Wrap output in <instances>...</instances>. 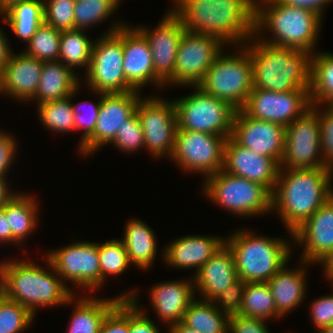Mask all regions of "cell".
Returning <instances> with one entry per match:
<instances>
[{
    "label": "cell",
    "mask_w": 333,
    "mask_h": 333,
    "mask_svg": "<svg viewBox=\"0 0 333 333\" xmlns=\"http://www.w3.org/2000/svg\"><path fill=\"white\" fill-rule=\"evenodd\" d=\"M332 177L330 167L280 169L271 195V212L277 211L291 237L333 196Z\"/></svg>",
    "instance_id": "6da1fadb"
},
{
    "label": "cell",
    "mask_w": 333,
    "mask_h": 333,
    "mask_svg": "<svg viewBox=\"0 0 333 333\" xmlns=\"http://www.w3.org/2000/svg\"><path fill=\"white\" fill-rule=\"evenodd\" d=\"M170 8L186 32L211 35L225 45H244L254 33V9L245 0H174ZM243 42V43H242Z\"/></svg>",
    "instance_id": "7a4b0ae2"
},
{
    "label": "cell",
    "mask_w": 333,
    "mask_h": 333,
    "mask_svg": "<svg viewBox=\"0 0 333 333\" xmlns=\"http://www.w3.org/2000/svg\"><path fill=\"white\" fill-rule=\"evenodd\" d=\"M45 262L50 271L29 260L0 262V293L23 305L34 316L40 307L71 305L75 294L63 283L46 256Z\"/></svg>",
    "instance_id": "3957f363"
},
{
    "label": "cell",
    "mask_w": 333,
    "mask_h": 333,
    "mask_svg": "<svg viewBox=\"0 0 333 333\" xmlns=\"http://www.w3.org/2000/svg\"><path fill=\"white\" fill-rule=\"evenodd\" d=\"M322 21L323 18L310 9L289 6L277 0H258L254 8L253 35L270 45L313 54L319 42ZM266 30L272 32L273 37L265 38Z\"/></svg>",
    "instance_id": "277c9868"
},
{
    "label": "cell",
    "mask_w": 333,
    "mask_h": 333,
    "mask_svg": "<svg viewBox=\"0 0 333 333\" xmlns=\"http://www.w3.org/2000/svg\"><path fill=\"white\" fill-rule=\"evenodd\" d=\"M253 88L275 92L310 89L312 53L249 39Z\"/></svg>",
    "instance_id": "5b68a950"
},
{
    "label": "cell",
    "mask_w": 333,
    "mask_h": 333,
    "mask_svg": "<svg viewBox=\"0 0 333 333\" xmlns=\"http://www.w3.org/2000/svg\"><path fill=\"white\" fill-rule=\"evenodd\" d=\"M256 234L238 229L225 240L233 255L238 279L246 283L268 282L289 263L293 252L287 239Z\"/></svg>",
    "instance_id": "8992f818"
},
{
    "label": "cell",
    "mask_w": 333,
    "mask_h": 333,
    "mask_svg": "<svg viewBox=\"0 0 333 333\" xmlns=\"http://www.w3.org/2000/svg\"><path fill=\"white\" fill-rule=\"evenodd\" d=\"M237 48V52H232L234 54L222 51L197 86L203 92L227 102L234 109L241 110L253 89L249 40Z\"/></svg>",
    "instance_id": "52a82bcc"
},
{
    "label": "cell",
    "mask_w": 333,
    "mask_h": 333,
    "mask_svg": "<svg viewBox=\"0 0 333 333\" xmlns=\"http://www.w3.org/2000/svg\"><path fill=\"white\" fill-rule=\"evenodd\" d=\"M202 195L240 217L271 213L272 193L263 185L237 177L223 169L204 180Z\"/></svg>",
    "instance_id": "ba28073f"
},
{
    "label": "cell",
    "mask_w": 333,
    "mask_h": 333,
    "mask_svg": "<svg viewBox=\"0 0 333 333\" xmlns=\"http://www.w3.org/2000/svg\"><path fill=\"white\" fill-rule=\"evenodd\" d=\"M94 40L91 62L85 74L90 92L125 93L135 91L126 81L123 70L122 27L123 22L112 23Z\"/></svg>",
    "instance_id": "9c48e42d"
},
{
    "label": "cell",
    "mask_w": 333,
    "mask_h": 333,
    "mask_svg": "<svg viewBox=\"0 0 333 333\" xmlns=\"http://www.w3.org/2000/svg\"><path fill=\"white\" fill-rule=\"evenodd\" d=\"M193 93L174 99L177 128L203 132L226 139L231 137L236 113L227 102L203 92L193 86Z\"/></svg>",
    "instance_id": "30bf717a"
},
{
    "label": "cell",
    "mask_w": 333,
    "mask_h": 333,
    "mask_svg": "<svg viewBox=\"0 0 333 333\" xmlns=\"http://www.w3.org/2000/svg\"><path fill=\"white\" fill-rule=\"evenodd\" d=\"M226 140L223 136L177 128L170 160L184 173H200L205 180L223 169Z\"/></svg>",
    "instance_id": "8fae6325"
},
{
    "label": "cell",
    "mask_w": 333,
    "mask_h": 333,
    "mask_svg": "<svg viewBox=\"0 0 333 333\" xmlns=\"http://www.w3.org/2000/svg\"><path fill=\"white\" fill-rule=\"evenodd\" d=\"M326 167L321 152L319 107L311 106L285 127L281 169Z\"/></svg>",
    "instance_id": "7c38bea8"
},
{
    "label": "cell",
    "mask_w": 333,
    "mask_h": 333,
    "mask_svg": "<svg viewBox=\"0 0 333 333\" xmlns=\"http://www.w3.org/2000/svg\"><path fill=\"white\" fill-rule=\"evenodd\" d=\"M136 113L144 133L145 150L153 158H171L175 147L177 118L174 101L164 100L154 95L141 97L136 105Z\"/></svg>",
    "instance_id": "4fadbf2b"
},
{
    "label": "cell",
    "mask_w": 333,
    "mask_h": 333,
    "mask_svg": "<svg viewBox=\"0 0 333 333\" xmlns=\"http://www.w3.org/2000/svg\"><path fill=\"white\" fill-rule=\"evenodd\" d=\"M226 45L217 37L184 32L177 50L174 76L167 86H197ZM171 84V85H169Z\"/></svg>",
    "instance_id": "5bb4252c"
},
{
    "label": "cell",
    "mask_w": 333,
    "mask_h": 333,
    "mask_svg": "<svg viewBox=\"0 0 333 333\" xmlns=\"http://www.w3.org/2000/svg\"><path fill=\"white\" fill-rule=\"evenodd\" d=\"M75 242L45 255L67 287L65 282L69 281L72 285L82 287V290L84 288L95 293L100 288L98 243L85 240Z\"/></svg>",
    "instance_id": "9a60e30c"
},
{
    "label": "cell",
    "mask_w": 333,
    "mask_h": 333,
    "mask_svg": "<svg viewBox=\"0 0 333 333\" xmlns=\"http://www.w3.org/2000/svg\"><path fill=\"white\" fill-rule=\"evenodd\" d=\"M310 107L309 89L275 92L253 88L241 110L251 118L286 127Z\"/></svg>",
    "instance_id": "2e32d148"
},
{
    "label": "cell",
    "mask_w": 333,
    "mask_h": 333,
    "mask_svg": "<svg viewBox=\"0 0 333 333\" xmlns=\"http://www.w3.org/2000/svg\"><path fill=\"white\" fill-rule=\"evenodd\" d=\"M142 96L138 91L101 93L94 132L78 149L80 155L92 156L101 147L110 144L125 121L136 112V105Z\"/></svg>",
    "instance_id": "e0dca14e"
},
{
    "label": "cell",
    "mask_w": 333,
    "mask_h": 333,
    "mask_svg": "<svg viewBox=\"0 0 333 333\" xmlns=\"http://www.w3.org/2000/svg\"><path fill=\"white\" fill-rule=\"evenodd\" d=\"M147 40L155 75L166 85L174 76L178 45L185 32L181 19L169 9L156 27H135Z\"/></svg>",
    "instance_id": "ac0fdd59"
},
{
    "label": "cell",
    "mask_w": 333,
    "mask_h": 333,
    "mask_svg": "<svg viewBox=\"0 0 333 333\" xmlns=\"http://www.w3.org/2000/svg\"><path fill=\"white\" fill-rule=\"evenodd\" d=\"M231 138L253 152L268 156L279 164L284 153L285 127L278 123L254 119L236 110Z\"/></svg>",
    "instance_id": "d6986e66"
},
{
    "label": "cell",
    "mask_w": 333,
    "mask_h": 333,
    "mask_svg": "<svg viewBox=\"0 0 333 333\" xmlns=\"http://www.w3.org/2000/svg\"><path fill=\"white\" fill-rule=\"evenodd\" d=\"M280 169L276 160L239 145L231 137L227 138L224 146L225 172L259 183L272 193Z\"/></svg>",
    "instance_id": "ffe728a7"
},
{
    "label": "cell",
    "mask_w": 333,
    "mask_h": 333,
    "mask_svg": "<svg viewBox=\"0 0 333 333\" xmlns=\"http://www.w3.org/2000/svg\"><path fill=\"white\" fill-rule=\"evenodd\" d=\"M123 70L127 83L138 92L147 84L160 89L165 84L155 75L152 54L145 37L129 24L122 27Z\"/></svg>",
    "instance_id": "44dd1931"
},
{
    "label": "cell",
    "mask_w": 333,
    "mask_h": 333,
    "mask_svg": "<svg viewBox=\"0 0 333 333\" xmlns=\"http://www.w3.org/2000/svg\"><path fill=\"white\" fill-rule=\"evenodd\" d=\"M294 241L303 250L300 260L316 265L333 249V196L293 233Z\"/></svg>",
    "instance_id": "7402d4cb"
},
{
    "label": "cell",
    "mask_w": 333,
    "mask_h": 333,
    "mask_svg": "<svg viewBox=\"0 0 333 333\" xmlns=\"http://www.w3.org/2000/svg\"><path fill=\"white\" fill-rule=\"evenodd\" d=\"M13 52L0 76V94L27 103L35 96L44 62L23 51Z\"/></svg>",
    "instance_id": "603a6c76"
},
{
    "label": "cell",
    "mask_w": 333,
    "mask_h": 333,
    "mask_svg": "<svg viewBox=\"0 0 333 333\" xmlns=\"http://www.w3.org/2000/svg\"><path fill=\"white\" fill-rule=\"evenodd\" d=\"M170 241L163 249L164 262L170 268L192 269L196 272L224 244L225 238L208 235H186Z\"/></svg>",
    "instance_id": "cb8c5ba5"
},
{
    "label": "cell",
    "mask_w": 333,
    "mask_h": 333,
    "mask_svg": "<svg viewBox=\"0 0 333 333\" xmlns=\"http://www.w3.org/2000/svg\"><path fill=\"white\" fill-rule=\"evenodd\" d=\"M192 279L159 282L150 288V302L162 324L181 322L190 303L196 298Z\"/></svg>",
    "instance_id": "d4e9b609"
},
{
    "label": "cell",
    "mask_w": 333,
    "mask_h": 333,
    "mask_svg": "<svg viewBox=\"0 0 333 333\" xmlns=\"http://www.w3.org/2000/svg\"><path fill=\"white\" fill-rule=\"evenodd\" d=\"M191 278L199 298L208 301L234 284L238 275L229 247L224 244Z\"/></svg>",
    "instance_id": "484cf974"
},
{
    "label": "cell",
    "mask_w": 333,
    "mask_h": 333,
    "mask_svg": "<svg viewBox=\"0 0 333 333\" xmlns=\"http://www.w3.org/2000/svg\"><path fill=\"white\" fill-rule=\"evenodd\" d=\"M296 269H289L285 264L267 283L270 287L276 310L281 317L302 305L307 293L306 273L311 263L299 261ZM307 265V266H306ZM305 266V267H304ZM306 268V269H305Z\"/></svg>",
    "instance_id": "4316f807"
},
{
    "label": "cell",
    "mask_w": 333,
    "mask_h": 333,
    "mask_svg": "<svg viewBox=\"0 0 333 333\" xmlns=\"http://www.w3.org/2000/svg\"><path fill=\"white\" fill-rule=\"evenodd\" d=\"M121 300L119 295L105 299L92 295H82L79 298L74 294L72 296L73 314H71L67 333H99L106 315Z\"/></svg>",
    "instance_id": "83f0119b"
},
{
    "label": "cell",
    "mask_w": 333,
    "mask_h": 333,
    "mask_svg": "<svg viewBox=\"0 0 333 333\" xmlns=\"http://www.w3.org/2000/svg\"><path fill=\"white\" fill-rule=\"evenodd\" d=\"M76 73L59 60L44 62L37 91L30 101L38 105L69 97L81 85Z\"/></svg>",
    "instance_id": "f1b7e54d"
},
{
    "label": "cell",
    "mask_w": 333,
    "mask_h": 333,
    "mask_svg": "<svg viewBox=\"0 0 333 333\" xmlns=\"http://www.w3.org/2000/svg\"><path fill=\"white\" fill-rule=\"evenodd\" d=\"M123 239L131 265L141 270L153 266L157 256V241L154 230L139 219H131L125 225Z\"/></svg>",
    "instance_id": "f546056e"
},
{
    "label": "cell",
    "mask_w": 333,
    "mask_h": 333,
    "mask_svg": "<svg viewBox=\"0 0 333 333\" xmlns=\"http://www.w3.org/2000/svg\"><path fill=\"white\" fill-rule=\"evenodd\" d=\"M36 200L32 194L18 191L2 208L11 228L12 244H16L15 246L24 245L23 241H26L38 226L39 201Z\"/></svg>",
    "instance_id": "4dcf8cb0"
},
{
    "label": "cell",
    "mask_w": 333,
    "mask_h": 333,
    "mask_svg": "<svg viewBox=\"0 0 333 333\" xmlns=\"http://www.w3.org/2000/svg\"><path fill=\"white\" fill-rule=\"evenodd\" d=\"M0 16L17 38L28 42L44 22V1L20 0L11 4Z\"/></svg>",
    "instance_id": "1f68e13d"
},
{
    "label": "cell",
    "mask_w": 333,
    "mask_h": 333,
    "mask_svg": "<svg viewBox=\"0 0 333 333\" xmlns=\"http://www.w3.org/2000/svg\"><path fill=\"white\" fill-rule=\"evenodd\" d=\"M309 97L311 106L333 102V53L317 50L312 54Z\"/></svg>",
    "instance_id": "d6a6232c"
},
{
    "label": "cell",
    "mask_w": 333,
    "mask_h": 333,
    "mask_svg": "<svg viewBox=\"0 0 333 333\" xmlns=\"http://www.w3.org/2000/svg\"><path fill=\"white\" fill-rule=\"evenodd\" d=\"M201 333H228L229 318L212 301L195 298L181 321Z\"/></svg>",
    "instance_id": "836d02e7"
},
{
    "label": "cell",
    "mask_w": 333,
    "mask_h": 333,
    "mask_svg": "<svg viewBox=\"0 0 333 333\" xmlns=\"http://www.w3.org/2000/svg\"><path fill=\"white\" fill-rule=\"evenodd\" d=\"M94 39L88 38L84 30L72 29L61 31L59 58L65 66L73 72L75 69L85 67L88 72L91 62Z\"/></svg>",
    "instance_id": "e575fe53"
},
{
    "label": "cell",
    "mask_w": 333,
    "mask_h": 333,
    "mask_svg": "<svg viewBox=\"0 0 333 333\" xmlns=\"http://www.w3.org/2000/svg\"><path fill=\"white\" fill-rule=\"evenodd\" d=\"M240 315L266 321L281 318L267 282L246 283Z\"/></svg>",
    "instance_id": "d590c367"
},
{
    "label": "cell",
    "mask_w": 333,
    "mask_h": 333,
    "mask_svg": "<svg viewBox=\"0 0 333 333\" xmlns=\"http://www.w3.org/2000/svg\"><path fill=\"white\" fill-rule=\"evenodd\" d=\"M37 113L40 123L54 133L63 134L75 131L71 95L67 98L38 104Z\"/></svg>",
    "instance_id": "8d00e7d4"
},
{
    "label": "cell",
    "mask_w": 333,
    "mask_h": 333,
    "mask_svg": "<svg viewBox=\"0 0 333 333\" xmlns=\"http://www.w3.org/2000/svg\"><path fill=\"white\" fill-rule=\"evenodd\" d=\"M119 0H75L74 29L88 30L91 26L99 24L112 17L118 6Z\"/></svg>",
    "instance_id": "74e56055"
},
{
    "label": "cell",
    "mask_w": 333,
    "mask_h": 333,
    "mask_svg": "<svg viewBox=\"0 0 333 333\" xmlns=\"http://www.w3.org/2000/svg\"><path fill=\"white\" fill-rule=\"evenodd\" d=\"M98 255L100 260V288L105 285L107 276H118L131 265L123 242L115 238L99 243Z\"/></svg>",
    "instance_id": "f35d334b"
},
{
    "label": "cell",
    "mask_w": 333,
    "mask_h": 333,
    "mask_svg": "<svg viewBox=\"0 0 333 333\" xmlns=\"http://www.w3.org/2000/svg\"><path fill=\"white\" fill-rule=\"evenodd\" d=\"M61 31L43 22L27 42L23 51L42 62L57 61L59 58Z\"/></svg>",
    "instance_id": "ab89813d"
},
{
    "label": "cell",
    "mask_w": 333,
    "mask_h": 333,
    "mask_svg": "<svg viewBox=\"0 0 333 333\" xmlns=\"http://www.w3.org/2000/svg\"><path fill=\"white\" fill-rule=\"evenodd\" d=\"M34 317L23 305L0 293V333H22L33 323Z\"/></svg>",
    "instance_id": "60d3db41"
},
{
    "label": "cell",
    "mask_w": 333,
    "mask_h": 333,
    "mask_svg": "<svg viewBox=\"0 0 333 333\" xmlns=\"http://www.w3.org/2000/svg\"><path fill=\"white\" fill-rule=\"evenodd\" d=\"M79 88L80 86L71 94V104L74 112L75 131L83 130L78 148H80L83 145V143L93 134L96 126V121L99 116V108L101 105V92H94V91H92V93L98 95L99 98L95 104L89 103L88 101L85 100L83 101V103L79 102L75 105L72 102L73 101L72 99L74 96L76 97V94L80 90ZM86 106L88 107L89 111L85 110Z\"/></svg>",
    "instance_id": "b9f144b4"
},
{
    "label": "cell",
    "mask_w": 333,
    "mask_h": 333,
    "mask_svg": "<svg viewBox=\"0 0 333 333\" xmlns=\"http://www.w3.org/2000/svg\"><path fill=\"white\" fill-rule=\"evenodd\" d=\"M44 22L60 31L74 29L75 0H43Z\"/></svg>",
    "instance_id": "7bdbcfd3"
},
{
    "label": "cell",
    "mask_w": 333,
    "mask_h": 333,
    "mask_svg": "<svg viewBox=\"0 0 333 333\" xmlns=\"http://www.w3.org/2000/svg\"><path fill=\"white\" fill-rule=\"evenodd\" d=\"M112 144L121 152L134 153L142 148L145 150L144 133L136 112L121 126L110 143V145Z\"/></svg>",
    "instance_id": "ee69618b"
},
{
    "label": "cell",
    "mask_w": 333,
    "mask_h": 333,
    "mask_svg": "<svg viewBox=\"0 0 333 333\" xmlns=\"http://www.w3.org/2000/svg\"><path fill=\"white\" fill-rule=\"evenodd\" d=\"M126 291L119 296L122 299H129V333H161L158 327L145 310L139 305L138 292Z\"/></svg>",
    "instance_id": "f6af8a7d"
},
{
    "label": "cell",
    "mask_w": 333,
    "mask_h": 333,
    "mask_svg": "<svg viewBox=\"0 0 333 333\" xmlns=\"http://www.w3.org/2000/svg\"><path fill=\"white\" fill-rule=\"evenodd\" d=\"M246 282L238 279L229 288L218 294L212 302L228 318L240 315Z\"/></svg>",
    "instance_id": "bcb514c9"
},
{
    "label": "cell",
    "mask_w": 333,
    "mask_h": 333,
    "mask_svg": "<svg viewBox=\"0 0 333 333\" xmlns=\"http://www.w3.org/2000/svg\"><path fill=\"white\" fill-rule=\"evenodd\" d=\"M319 123L324 165L333 169V110L329 106L319 105Z\"/></svg>",
    "instance_id": "7dc6e473"
},
{
    "label": "cell",
    "mask_w": 333,
    "mask_h": 333,
    "mask_svg": "<svg viewBox=\"0 0 333 333\" xmlns=\"http://www.w3.org/2000/svg\"><path fill=\"white\" fill-rule=\"evenodd\" d=\"M99 333H129V299H122L106 315Z\"/></svg>",
    "instance_id": "c3c4849f"
},
{
    "label": "cell",
    "mask_w": 333,
    "mask_h": 333,
    "mask_svg": "<svg viewBox=\"0 0 333 333\" xmlns=\"http://www.w3.org/2000/svg\"><path fill=\"white\" fill-rule=\"evenodd\" d=\"M312 302L309 308L310 317L313 325L316 326L314 328H317L319 332L322 328L333 324V293L320 296Z\"/></svg>",
    "instance_id": "681fc988"
},
{
    "label": "cell",
    "mask_w": 333,
    "mask_h": 333,
    "mask_svg": "<svg viewBox=\"0 0 333 333\" xmlns=\"http://www.w3.org/2000/svg\"><path fill=\"white\" fill-rule=\"evenodd\" d=\"M266 320L237 315L229 318L228 333H271Z\"/></svg>",
    "instance_id": "f907efd6"
},
{
    "label": "cell",
    "mask_w": 333,
    "mask_h": 333,
    "mask_svg": "<svg viewBox=\"0 0 333 333\" xmlns=\"http://www.w3.org/2000/svg\"><path fill=\"white\" fill-rule=\"evenodd\" d=\"M4 130H0V175L7 176L8 171L17 154V140L13 138V134H7Z\"/></svg>",
    "instance_id": "816d5d0a"
},
{
    "label": "cell",
    "mask_w": 333,
    "mask_h": 333,
    "mask_svg": "<svg viewBox=\"0 0 333 333\" xmlns=\"http://www.w3.org/2000/svg\"><path fill=\"white\" fill-rule=\"evenodd\" d=\"M282 4H286L293 7H302L310 9L324 18V9L327 4L333 2V0H277Z\"/></svg>",
    "instance_id": "f5cc1de1"
},
{
    "label": "cell",
    "mask_w": 333,
    "mask_h": 333,
    "mask_svg": "<svg viewBox=\"0 0 333 333\" xmlns=\"http://www.w3.org/2000/svg\"><path fill=\"white\" fill-rule=\"evenodd\" d=\"M6 36L2 27H0V76L12 52L9 40H7Z\"/></svg>",
    "instance_id": "db71d44e"
},
{
    "label": "cell",
    "mask_w": 333,
    "mask_h": 333,
    "mask_svg": "<svg viewBox=\"0 0 333 333\" xmlns=\"http://www.w3.org/2000/svg\"><path fill=\"white\" fill-rule=\"evenodd\" d=\"M12 243L11 228L8 223L5 211L0 208V244Z\"/></svg>",
    "instance_id": "11a10c76"
},
{
    "label": "cell",
    "mask_w": 333,
    "mask_h": 333,
    "mask_svg": "<svg viewBox=\"0 0 333 333\" xmlns=\"http://www.w3.org/2000/svg\"><path fill=\"white\" fill-rule=\"evenodd\" d=\"M7 176L0 175V208H3L4 205L17 193L8 187Z\"/></svg>",
    "instance_id": "9f6ffc18"
},
{
    "label": "cell",
    "mask_w": 333,
    "mask_h": 333,
    "mask_svg": "<svg viewBox=\"0 0 333 333\" xmlns=\"http://www.w3.org/2000/svg\"><path fill=\"white\" fill-rule=\"evenodd\" d=\"M319 263L324 267V276L330 282L333 279V249L317 262Z\"/></svg>",
    "instance_id": "6f0895ef"
},
{
    "label": "cell",
    "mask_w": 333,
    "mask_h": 333,
    "mask_svg": "<svg viewBox=\"0 0 333 333\" xmlns=\"http://www.w3.org/2000/svg\"><path fill=\"white\" fill-rule=\"evenodd\" d=\"M168 333H201L195 329L189 328L187 325L183 324L182 322L174 323L169 326Z\"/></svg>",
    "instance_id": "680465c9"
},
{
    "label": "cell",
    "mask_w": 333,
    "mask_h": 333,
    "mask_svg": "<svg viewBox=\"0 0 333 333\" xmlns=\"http://www.w3.org/2000/svg\"><path fill=\"white\" fill-rule=\"evenodd\" d=\"M20 0H0V14L8 8L11 4L18 2Z\"/></svg>",
    "instance_id": "91938a15"
},
{
    "label": "cell",
    "mask_w": 333,
    "mask_h": 333,
    "mask_svg": "<svg viewBox=\"0 0 333 333\" xmlns=\"http://www.w3.org/2000/svg\"><path fill=\"white\" fill-rule=\"evenodd\" d=\"M319 333H333V324L322 328Z\"/></svg>",
    "instance_id": "94428289"
},
{
    "label": "cell",
    "mask_w": 333,
    "mask_h": 333,
    "mask_svg": "<svg viewBox=\"0 0 333 333\" xmlns=\"http://www.w3.org/2000/svg\"><path fill=\"white\" fill-rule=\"evenodd\" d=\"M253 9L256 6V3L258 2V0H245Z\"/></svg>",
    "instance_id": "6125c7cd"
},
{
    "label": "cell",
    "mask_w": 333,
    "mask_h": 333,
    "mask_svg": "<svg viewBox=\"0 0 333 333\" xmlns=\"http://www.w3.org/2000/svg\"><path fill=\"white\" fill-rule=\"evenodd\" d=\"M329 107L333 110V102L329 105Z\"/></svg>",
    "instance_id": "be15d7a7"
}]
</instances>
